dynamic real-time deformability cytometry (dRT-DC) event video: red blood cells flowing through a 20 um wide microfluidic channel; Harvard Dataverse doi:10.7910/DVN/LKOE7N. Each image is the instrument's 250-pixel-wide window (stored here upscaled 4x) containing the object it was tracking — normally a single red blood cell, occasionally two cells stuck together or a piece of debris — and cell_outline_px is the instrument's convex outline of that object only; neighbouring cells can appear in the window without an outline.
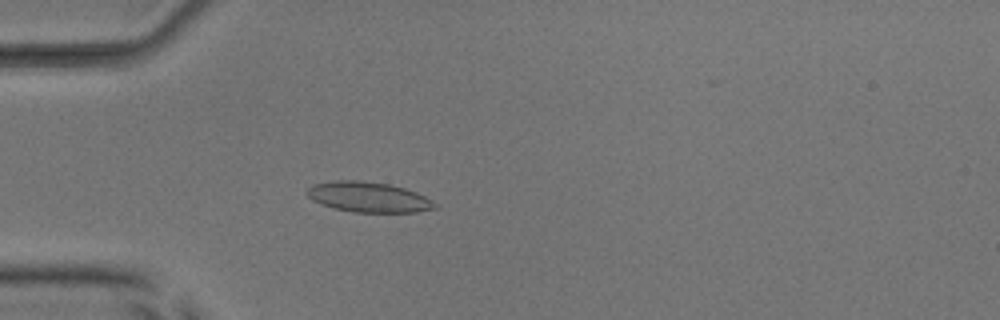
{"species": "common noctule bat (a hibernating species)", "species_latin": "Nyctalus noctula", "temperature_condition": "room temperature", "stored_images_in_passage": 53, "camera_frame_rate_fps": 3000, "um_per_image_px": 0.085, "animal": {"sex": "male", "body_mass_g": 17.9, "forearm_length_mm": 54.2}, "frame": {"image": 1, "passage_image": 16, "time_ms": 5.0, "image_size_px": [1000, 320], "cell_outline_px": [[436, 208], [416, 212], [352, 212], [332, 208], [312, 200], [304, 192], [312, 184], [336, 180], [360, 180], [388, 184], [404, 188], [416, 192], [424, 196], [436, 204]], "centroid_in_image_um": [31.26, 16.75], "position_along_channel_um": 53.7, "area_um2": 22.54}}
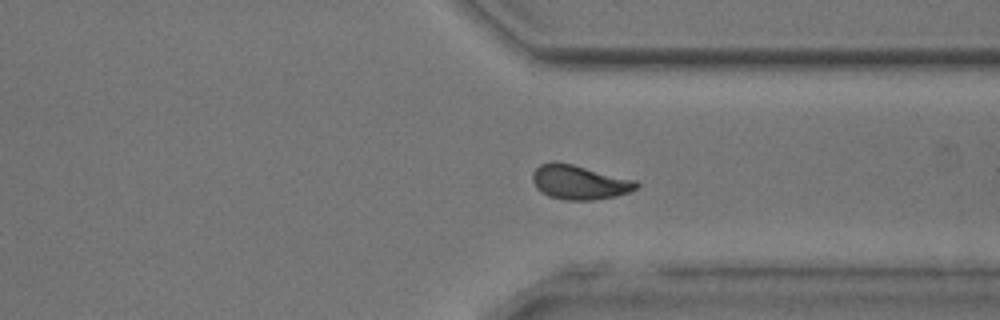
{"frame": {"image": 2, "passage_image": 40, "time_ms": 13.0, "image_size_px": [1000, 320], "cell_outline_px": [[640, 184], [636, 188], [628, 192], [616, 196], [592, 200], [564, 200], [548, 196], [540, 192], [536, 188], [532, 180], [532, 172], [540, 164], [552, 160], [556, 160], [636, 180]], "centroid_in_image_um": [49.2, 15.48], "position_along_channel_um": 362.2, "area_um2": 20.98}}
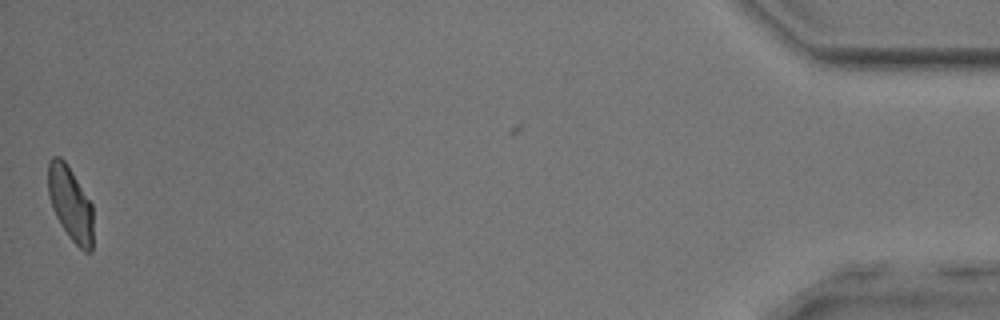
{"frame": {"image": 3, "passage_image": 52, "time_ms": 17.0, "image_size_px": [1000, 320], "cell_outline_px": [[92, 252], [84, 252], [68, 236], [60, 224], [52, 208], [48, 196], [48, 164], [52, 156], [60, 156], [64, 160], [72, 172], [92, 204]], "centroid_in_image_um": [5.97, 17.31], "position_along_channel_um": 429.2, "area_um2": 19.42}, "authors_computed_cell_mechanics": {"area_um2": 20.5768, "velocity_mm_per_s": 3.9939, "shape_relaxation_time_tau1_ms": 4.8901, "shape_relaxation_time_tau2_ms": 1.7524, "deformation_change_tau1": 0.126, "deformation_change_tau2": 0.0683}}